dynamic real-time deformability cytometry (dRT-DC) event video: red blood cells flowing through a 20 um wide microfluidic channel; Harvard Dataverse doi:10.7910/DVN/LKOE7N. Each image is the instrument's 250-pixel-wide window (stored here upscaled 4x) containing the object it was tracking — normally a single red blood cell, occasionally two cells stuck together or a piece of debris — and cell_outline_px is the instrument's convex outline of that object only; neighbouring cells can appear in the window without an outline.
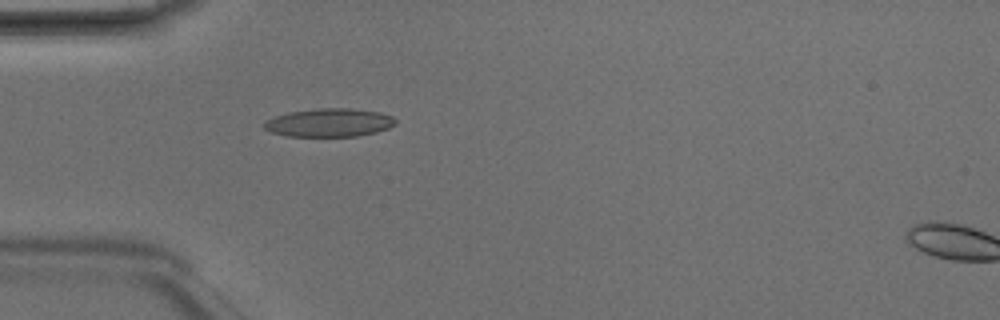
{"species": "Egyptian fruit bat (a non-hibernating species)", "species_latin": "Rousettus aegyptiacus", "temperature_condition": "room temperature", "stored_images_in_passage": 5, "camera_frame_rate_fps": 3000, "um_per_image_px": 0.085, "animal": {"sex": "male"}, "frame": {"image": 1, "passage_image": 4, "time_ms": 1.0, "image_size_px": [1000, 320], "cell_outline_px": [[396, 124], [388, 128], [376, 132], [360, 136], [288, 136], [272, 132], [264, 128], [264, 120], [288, 112], [320, 108], [352, 108], [380, 112], [392, 116], [396, 120]], "centroid_in_image_um": [28.01, 10.42], "position_along_channel_um": 57.0, "area_um2": 21.73}}